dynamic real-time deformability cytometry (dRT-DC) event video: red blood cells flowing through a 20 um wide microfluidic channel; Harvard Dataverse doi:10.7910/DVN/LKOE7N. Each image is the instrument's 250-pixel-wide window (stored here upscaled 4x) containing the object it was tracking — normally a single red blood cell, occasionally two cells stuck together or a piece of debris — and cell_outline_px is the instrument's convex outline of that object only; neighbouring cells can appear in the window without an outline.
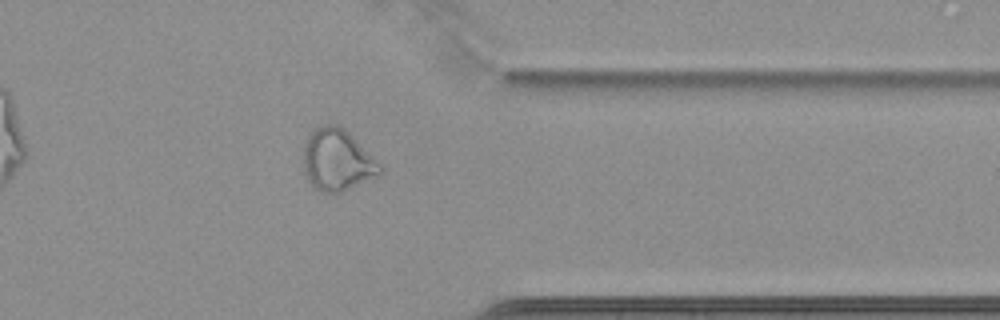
{"species": "common noctule bat (a hibernating species)", "species_latin": "Nyctalus noctula", "temperature_condition": "cold", "stored_images_in_passage": 39, "camera_frame_rate_fps": 3000, "um_per_image_px": 0.085, "animal": {"sex": "female", "body_mass_g": 22.7, "forearm_length_mm": 54.2}, "frame": {"image": 1, "passage_image": 28, "time_ms": 9.0, "image_size_px": [1000, 320], "cell_outline_px": [[384, 172], [380, 176], [340, 192], [320, 192], [304, 176], [304, 144], [308, 136], [316, 128], [324, 124], [336, 124], [344, 128], [384, 168]], "centroid_in_image_um": [28.68, 13.62], "position_along_channel_um": 382.7, "area_um2": 27.46}, "authors_computed_cell_mechanics": {"area_um2": 23.5824, "velocity_mm_per_s": 3.4705, "shape_relaxation_time_tau1_ms": null, "shape_relaxation_time_tau2_ms": 2.9175, "deformation_change_tau1": null, "deformation_change_tau2": 0.0938}}